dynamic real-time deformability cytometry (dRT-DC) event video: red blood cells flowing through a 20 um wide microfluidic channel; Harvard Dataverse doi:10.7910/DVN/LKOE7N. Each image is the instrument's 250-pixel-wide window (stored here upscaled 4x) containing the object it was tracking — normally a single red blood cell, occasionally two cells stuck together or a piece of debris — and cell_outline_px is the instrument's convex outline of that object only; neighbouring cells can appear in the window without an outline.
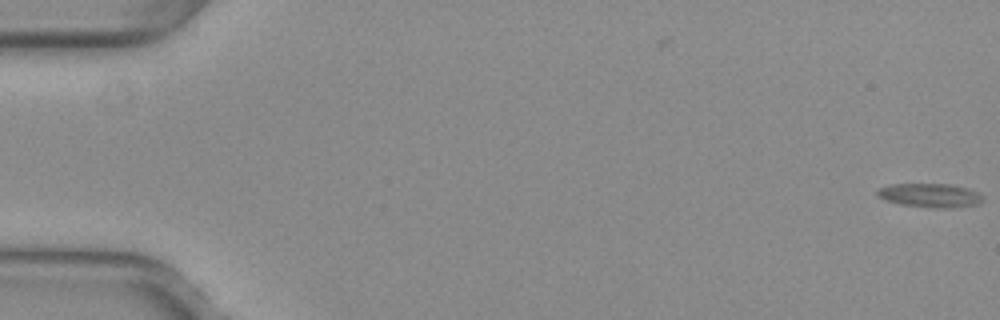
{"species": "common noctule bat (a hibernating species)", "species_latin": "Nyctalus noctula", "temperature_condition": "warm", "stored_images_in_passage": 55, "camera_frame_rate_fps": 3000, "um_per_image_px": 0.085, "animal": {"sex": "female", "body_mass_g": 29.2, "forearm_length_mm": 56.3}, "frame": {"image": 1, "passage_image": 1, "time_ms": 0.0, "image_size_px": [1000, 320], "cell_outline_px": [[984, 200], [976, 204], [948, 208], [932, 208], [900, 204], [884, 200], [876, 196], [876, 188], [892, 184], [948, 184], [968, 188], [984, 196]], "centroid_in_image_um": [79.0, 16.6], "position_along_channel_um": 6.0, "area_um2": 14.8}}
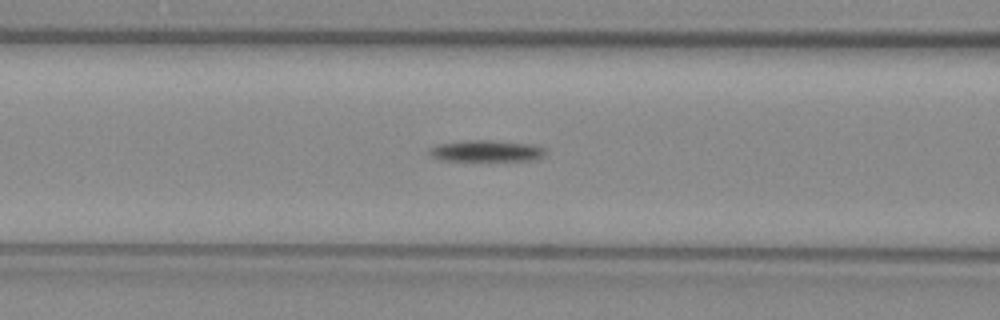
{"frame": {"image": 2, "passage_image": 23, "time_ms": 7.333, "image_size_px": [1000, 320], "cell_outline_px": [[544, 156], [540, 160], [440, 160], [432, 156], [428, 152], [428, 148], [436, 144], [472, 140], [488, 140], [532, 144], [544, 148]], "centroid_in_image_um": [41.33, 12.83], "position_along_channel_um": 125.3, "area_um2": 14.39}}
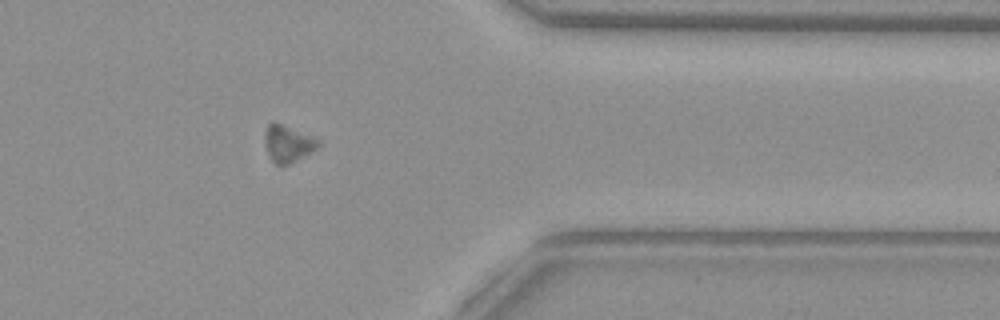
{"frame": {"image": 3, "passage_image": 44, "time_ms": 14.333, "image_size_px": [1000, 320], "cell_outline_px": [[320, 148], [280, 168], [272, 160], [264, 144], [264, 132], [268, 124], [272, 120], [320, 140]], "centroid_in_image_um": [24.46, 12.22], "position_along_channel_um": 386.9, "area_um2": 11.62}, "authors_computed_cell_mechanics": {"area_um2": 14.161, "velocity_mm_per_s": 3.9555, "shape_relaxation_time_tau1_ms": 3.042, "shape_relaxation_time_tau2_ms": null, "deformation_change_tau1": 0.096, "deformation_change_tau2": null}}